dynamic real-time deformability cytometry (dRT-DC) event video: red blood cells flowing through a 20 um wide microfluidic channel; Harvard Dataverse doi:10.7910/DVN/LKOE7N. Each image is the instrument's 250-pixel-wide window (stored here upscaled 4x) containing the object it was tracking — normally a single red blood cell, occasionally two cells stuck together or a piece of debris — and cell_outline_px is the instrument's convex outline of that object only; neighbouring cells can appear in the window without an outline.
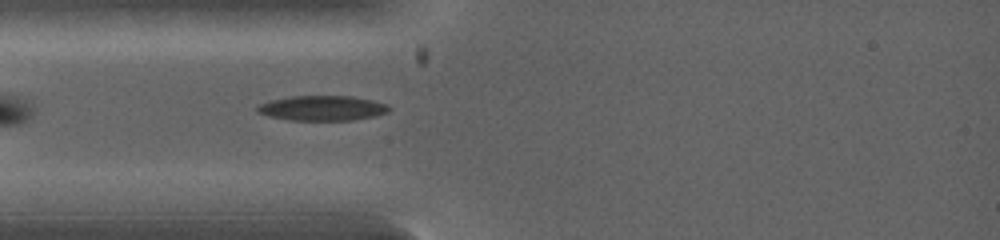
{"species": "common noctule bat (a hibernating species)", "species_latin": "Nyctalus noctula", "temperature_condition": "warm", "stored_images_in_passage": 3, "camera_frame_rate_fps": 5000, "um_per_image_px": 0.085, "animal": {"sex": "female", "body_mass_g": 19.0, "forearm_length_mm": 53.3}, "frame": {"image": 1, "passage_image": 3, "time_ms": 0.8, "image_size_px": [1000, 240], "cell_outline_px": [[392, 108], [388, 112], [376, 116], [352, 120], [288, 120], [268, 116], [256, 112], [256, 108], [260, 104], [272, 100], [292, 96], [352, 96], [372, 100], [388, 104]], "centroid_in_image_um": [27.43, 9.19], "position_along_channel_um": 57.6, "area_um2": 19.25}}